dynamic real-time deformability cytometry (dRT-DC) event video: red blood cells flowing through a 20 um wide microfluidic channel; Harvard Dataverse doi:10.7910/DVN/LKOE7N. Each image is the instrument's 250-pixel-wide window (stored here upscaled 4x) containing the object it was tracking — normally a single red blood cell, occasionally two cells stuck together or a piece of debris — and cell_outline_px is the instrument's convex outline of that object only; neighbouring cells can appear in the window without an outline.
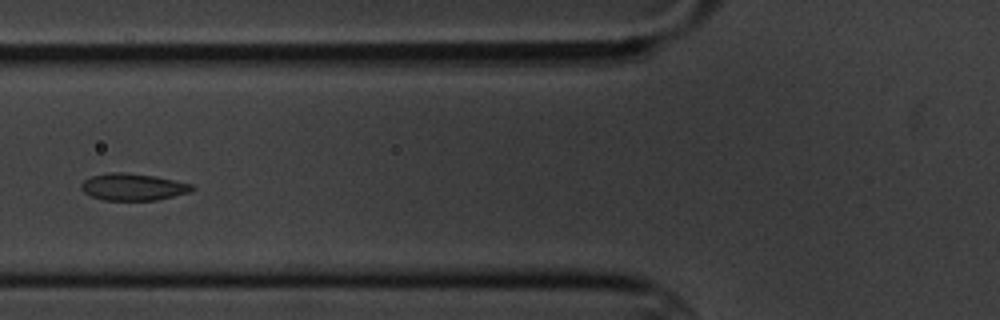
{"species": "common noctule bat (a hibernating species)", "species_latin": "Nyctalus noctula", "temperature_condition": "cold", "stored_images_in_passage": 15, "segment_of_instrument_passage": [1, 2], "camera_frame_rate_fps": 3000, "um_per_image_px": 0.085, "animal": {"sex": "male", "body_mass_g": 20.1, "forearm_length_mm": 53.5}, "frame": {"image": 1, "passage_image": 5, "time_ms": 5.667, "image_size_px": [1000, 320], "cell_outline_px": [[196, 188], [192, 192], [156, 200], [104, 200], [92, 196], [84, 192], [80, 188], [80, 184], [84, 180], [92, 176], [108, 172], [124, 172], [152, 176], [192, 184]], "centroid_in_image_um": [11.31, 15.89], "position_along_channel_um": 114.5, "area_um2": 17.34}}
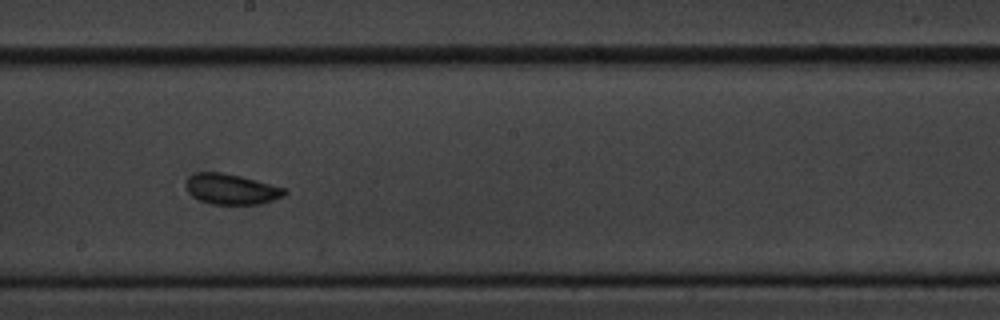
{"frame": {"image": 2, "passage_image": 8, "time_ms": 9.0, "image_size_px": [1000, 320], "cell_outline_px": [[288, 192], [284, 196], [260, 204], [212, 204], [200, 200], [192, 196], [188, 192], [188, 176], [196, 172], [224, 172], [288, 188]], "centroid_in_image_um": [19.71, 16.07], "position_along_channel_um": 228.5, "area_um2": 17.51}}
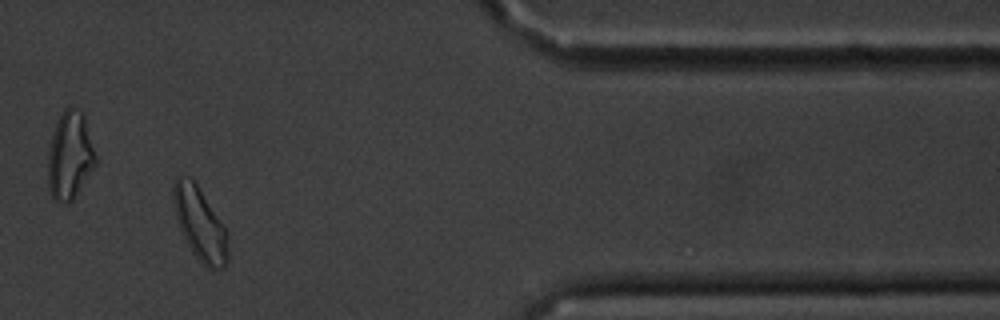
{"frame": {"image": 3, "passage_image": 12, "time_ms": 14.667, "image_size_px": [1000, 320], "cell_outline_px": [[228, 260], [224, 268], [208, 268], [192, 252], [180, 228], [176, 216], [172, 200], [172, 188], [176, 180], [180, 176], [188, 176], [196, 184], [224, 228], [228, 244]], "centroid_in_image_um": [16.97, 19.04], "position_along_channel_um": 394.4, "area_um2": 22.37}}